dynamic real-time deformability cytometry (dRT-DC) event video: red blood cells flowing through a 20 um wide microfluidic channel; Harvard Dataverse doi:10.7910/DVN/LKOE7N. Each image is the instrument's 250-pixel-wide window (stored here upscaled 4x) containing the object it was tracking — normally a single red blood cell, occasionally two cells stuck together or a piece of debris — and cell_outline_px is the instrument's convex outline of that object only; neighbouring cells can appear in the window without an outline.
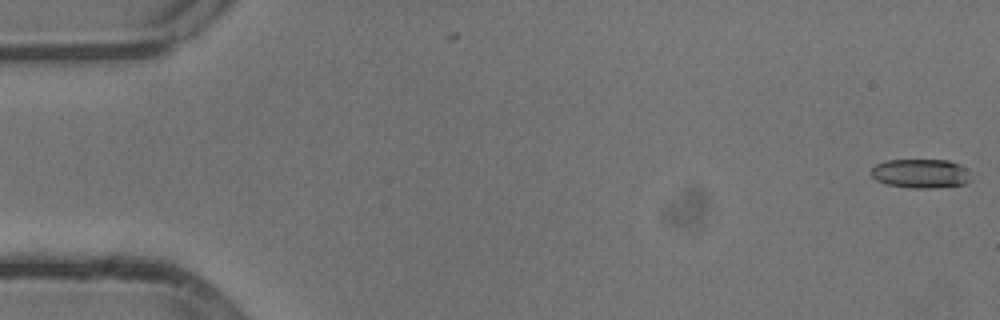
{"species": "common noctule bat (a hibernating species)", "species_latin": "Nyctalus noctula", "temperature_condition": "cold", "stored_images_in_passage": 2, "camera_frame_rate_fps": 3000, "um_per_image_px": 0.085, "animal": {"sex": "male", "body_mass_g": 13.3}, "frame": {"image": 1, "passage_image": 2, "time_ms": 0.333, "image_size_px": [1000, 320], "cell_outline_px": [[968, 180], [964, 184], [932, 188], [912, 188], [888, 184], [876, 180], [868, 172], [876, 164], [888, 160], [948, 160], [960, 164], [964, 168]], "centroid_in_image_um": [78.18, 14.74], "position_along_channel_um": 6.8, "area_um2": 16.65}}